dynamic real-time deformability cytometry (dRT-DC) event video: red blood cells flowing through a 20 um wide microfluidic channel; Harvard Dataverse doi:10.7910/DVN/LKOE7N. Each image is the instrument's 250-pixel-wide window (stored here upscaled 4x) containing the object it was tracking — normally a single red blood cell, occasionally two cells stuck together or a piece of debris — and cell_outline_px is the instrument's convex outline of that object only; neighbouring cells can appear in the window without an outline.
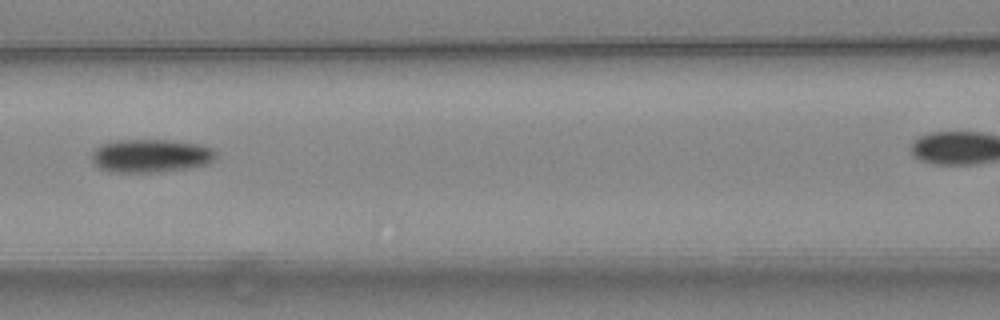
{"species": "common noctule bat (a hibernating species)", "species_latin": "Nyctalus noctula", "temperature_condition": "warm", "stored_images_in_passage": 8, "segment_of_instrument_passage": [1, 2], "camera_frame_rate_fps": 3000, "um_per_image_px": 0.085, "animal": {"sex": "female", "body_mass_g": 24.6, "forearm_length_mm": 56.2}, "frame": {"image": 1, "passage_image": 6, "time_ms": 1.667, "image_size_px": [1000, 320], "cell_outline_px": [[216, 156], [208, 164], [188, 168], [160, 172], [108, 172], [92, 164], [92, 152], [96, 148], [104, 144], [116, 140], [168, 140], [200, 144], [212, 148], [216, 152]], "centroid_in_image_um": [12.81, 13.25], "position_along_channel_um": 153.8, "area_um2": 24.16}}
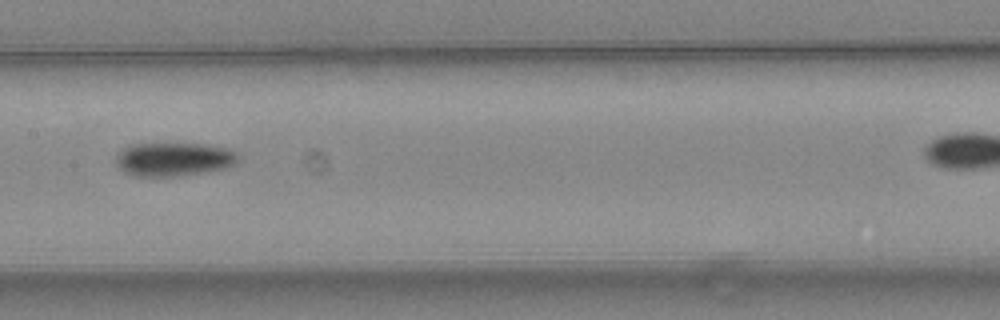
{"frame": {"image": 2, "passage_image": 7, "time_ms": 2.0, "image_size_px": [1000, 320], "cell_outline_px": [[236, 160], [228, 168], [176, 176], [136, 176], [124, 172], [116, 164], [116, 156], [124, 148], [132, 144], [204, 144], [228, 148], [236, 152]], "centroid_in_image_um": [14.75, 13.53], "position_along_channel_um": 192.7, "area_um2": 23.64}}